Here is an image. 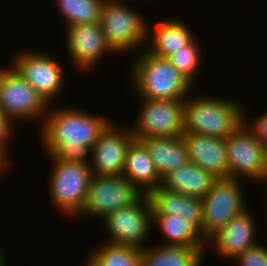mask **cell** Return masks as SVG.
<instances>
[{"label":"cell","mask_w":267,"mask_h":266,"mask_svg":"<svg viewBox=\"0 0 267 266\" xmlns=\"http://www.w3.org/2000/svg\"><path fill=\"white\" fill-rule=\"evenodd\" d=\"M144 195L123 175L92 176L85 204L76 216H95L101 220L113 211L134 204Z\"/></svg>","instance_id":"8"},{"label":"cell","mask_w":267,"mask_h":266,"mask_svg":"<svg viewBox=\"0 0 267 266\" xmlns=\"http://www.w3.org/2000/svg\"><path fill=\"white\" fill-rule=\"evenodd\" d=\"M49 107L12 66L6 71L0 82V109L8 118L14 123L39 119L42 126Z\"/></svg>","instance_id":"7"},{"label":"cell","mask_w":267,"mask_h":266,"mask_svg":"<svg viewBox=\"0 0 267 266\" xmlns=\"http://www.w3.org/2000/svg\"><path fill=\"white\" fill-rule=\"evenodd\" d=\"M235 262L237 266H267V246L258 243L245 250Z\"/></svg>","instance_id":"27"},{"label":"cell","mask_w":267,"mask_h":266,"mask_svg":"<svg viewBox=\"0 0 267 266\" xmlns=\"http://www.w3.org/2000/svg\"><path fill=\"white\" fill-rule=\"evenodd\" d=\"M30 50L19 51L10 64L49 105H52L54 98L59 97L65 86L63 66L50 53Z\"/></svg>","instance_id":"9"},{"label":"cell","mask_w":267,"mask_h":266,"mask_svg":"<svg viewBox=\"0 0 267 266\" xmlns=\"http://www.w3.org/2000/svg\"><path fill=\"white\" fill-rule=\"evenodd\" d=\"M105 0H55L65 22L73 24L100 22L101 7Z\"/></svg>","instance_id":"24"},{"label":"cell","mask_w":267,"mask_h":266,"mask_svg":"<svg viewBox=\"0 0 267 266\" xmlns=\"http://www.w3.org/2000/svg\"><path fill=\"white\" fill-rule=\"evenodd\" d=\"M2 248L3 247L0 246V266H6V264H7V261L5 260L6 259V257H5L6 252Z\"/></svg>","instance_id":"32"},{"label":"cell","mask_w":267,"mask_h":266,"mask_svg":"<svg viewBox=\"0 0 267 266\" xmlns=\"http://www.w3.org/2000/svg\"><path fill=\"white\" fill-rule=\"evenodd\" d=\"M241 185L242 180L240 179L217 178L202 199V236L206 241L232 218L248 208Z\"/></svg>","instance_id":"6"},{"label":"cell","mask_w":267,"mask_h":266,"mask_svg":"<svg viewBox=\"0 0 267 266\" xmlns=\"http://www.w3.org/2000/svg\"><path fill=\"white\" fill-rule=\"evenodd\" d=\"M10 67H11V65H9V67H6V68H7V69H6L5 67H3V66L1 67V66H0V82H1V80H2V78H3V76H4V74L6 73V71H7Z\"/></svg>","instance_id":"33"},{"label":"cell","mask_w":267,"mask_h":266,"mask_svg":"<svg viewBox=\"0 0 267 266\" xmlns=\"http://www.w3.org/2000/svg\"><path fill=\"white\" fill-rule=\"evenodd\" d=\"M206 246L154 245L142 249L141 266H202Z\"/></svg>","instance_id":"22"},{"label":"cell","mask_w":267,"mask_h":266,"mask_svg":"<svg viewBox=\"0 0 267 266\" xmlns=\"http://www.w3.org/2000/svg\"><path fill=\"white\" fill-rule=\"evenodd\" d=\"M14 123L10 118H8L0 109V149L7 155L8 150V143L12 139L14 135ZM13 132V133H12ZM7 151V152H6Z\"/></svg>","instance_id":"29"},{"label":"cell","mask_w":267,"mask_h":266,"mask_svg":"<svg viewBox=\"0 0 267 266\" xmlns=\"http://www.w3.org/2000/svg\"><path fill=\"white\" fill-rule=\"evenodd\" d=\"M123 176L146 195L161 185L155 164L139 140L135 139L128 148Z\"/></svg>","instance_id":"20"},{"label":"cell","mask_w":267,"mask_h":266,"mask_svg":"<svg viewBox=\"0 0 267 266\" xmlns=\"http://www.w3.org/2000/svg\"><path fill=\"white\" fill-rule=\"evenodd\" d=\"M116 125L111 122L92 146L89 164L94 175H123L127 151L135 138L130 127Z\"/></svg>","instance_id":"14"},{"label":"cell","mask_w":267,"mask_h":266,"mask_svg":"<svg viewBox=\"0 0 267 266\" xmlns=\"http://www.w3.org/2000/svg\"><path fill=\"white\" fill-rule=\"evenodd\" d=\"M152 225H157L164 241L161 245L207 246L201 232L178 215L152 214ZM167 239V240H166Z\"/></svg>","instance_id":"23"},{"label":"cell","mask_w":267,"mask_h":266,"mask_svg":"<svg viewBox=\"0 0 267 266\" xmlns=\"http://www.w3.org/2000/svg\"><path fill=\"white\" fill-rule=\"evenodd\" d=\"M245 112L246 111L243 110V124L254 134V136L267 150V111L265 113L262 112L260 116L252 119L251 122L247 119Z\"/></svg>","instance_id":"28"},{"label":"cell","mask_w":267,"mask_h":266,"mask_svg":"<svg viewBox=\"0 0 267 266\" xmlns=\"http://www.w3.org/2000/svg\"><path fill=\"white\" fill-rule=\"evenodd\" d=\"M8 159V156H6V154L0 149V169H10V165L12 164Z\"/></svg>","instance_id":"30"},{"label":"cell","mask_w":267,"mask_h":266,"mask_svg":"<svg viewBox=\"0 0 267 266\" xmlns=\"http://www.w3.org/2000/svg\"><path fill=\"white\" fill-rule=\"evenodd\" d=\"M182 136L186 144L189 162L210 172L216 178L227 177L226 139L191 133H183Z\"/></svg>","instance_id":"16"},{"label":"cell","mask_w":267,"mask_h":266,"mask_svg":"<svg viewBox=\"0 0 267 266\" xmlns=\"http://www.w3.org/2000/svg\"><path fill=\"white\" fill-rule=\"evenodd\" d=\"M248 208L232 218L223 228L212 235L207 244H212L218 256L235 260L245 250L258 244L256 223ZM211 241V242H210Z\"/></svg>","instance_id":"15"},{"label":"cell","mask_w":267,"mask_h":266,"mask_svg":"<svg viewBox=\"0 0 267 266\" xmlns=\"http://www.w3.org/2000/svg\"><path fill=\"white\" fill-rule=\"evenodd\" d=\"M139 51L128 74L139 98L176 100L191 94L193 84L167 58L154 56L146 49Z\"/></svg>","instance_id":"2"},{"label":"cell","mask_w":267,"mask_h":266,"mask_svg":"<svg viewBox=\"0 0 267 266\" xmlns=\"http://www.w3.org/2000/svg\"><path fill=\"white\" fill-rule=\"evenodd\" d=\"M64 28L68 57L80 72L92 70L105 54H116L107 43L100 22L73 24Z\"/></svg>","instance_id":"13"},{"label":"cell","mask_w":267,"mask_h":266,"mask_svg":"<svg viewBox=\"0 0 267 266\" xmlns=\"http://www.w3.org/2000/svg\"><path fill=\"white\" fill-rule=\"evenodd\" d=\"M100 23L107 43L116 54L131 52L136 47L146 48L148 21H144V16L127 6L124 0H105Z\"/></svg>","instance_id":"4"},{"label":"cell","mask_w":267,"mask_h":266,"mask_svg":"<svg viewBox=\"0 0 267 266\" xmlns=\"http://www.w3.org/2000/svg\"><path fill=\"white\" fill-rule=\"evenodd\" d=\"M90 255L100 266H141L142 260V250L108 242L92 249Z\"/></svg>","instance_id":"25"},{"label":"cell","mask_w":267,"mask_h":266,"mask_svg":"<svg viewBox=\"0 0 267 266\" xmlns=\"http://www.w3.org/2000/svg\"><path fill=\"white\" fill-rule=\"evenodd\" d=\"M9 169H0V180H1V176L3 177L5 171H7Z\"/></svg>","instance_id":"35"},{"label":"cell","mask_w":267,"mask_h":266,"mask_svg":"<svg viewBox=\"0 0 267 266\" xmlns=\"http://www.w3.org/2000/svg\"><path fill=\"white\" fill-rule=\"evenodd\" d=\"M185 23V24H184ZM148 24L147 46L146 50L154 56L167 58L174 51L182 49L188 45L194 38V33L186 26L183 19L166 18V21L157 23L155 31L152 34ZM150 37V38H149Z\"/></svg>","instance_id":"18"},{"label":"cell","mask_w":267,"mask_h":266,"mask_svg":"<svg viewBox=\"0 0 267 266\" xmlns=\"http://www.w3.org/2000/svg\"><path fill=\"white\" fill-rule=\"evenodd\" d=\"M141 107L131 128L136 140L144 137H175L184 133L185 99L140 98ZM142 108V109H141Z\"/></svg>","instance_id":"10"},{"label":"cell","mask_w":267,"mask_h":266,"mask_svg":"<svg viewBox=\"0 0 267 266\" xmlns=\"http://www.w3.org/2000/svg\"><path fill=\"white\" fill-rule=\"evenodd\" d=\"M53 168L49 180V197L64 216H77L86 201L93 173L88 163L61 162L49 155Z\"/></svg>","instance_id":"5"},{"label":"cell","mask_w":267,"mask_h":266,"mask_svg":"<svg viewBox=\"0 0 267 266\" xmlns=\"http://www.w3.org/2000/svg\"><path fill=\"white\" fill-rule=\"evenodd\" d=\"M262 184H267V159H266V171H265V174H264V180H263Z\"/></svg>","instance_id":"34"},{"label":"cell","mask_w":267,"mask_h":266,"mask_svg":"<svg viewBox=\"0 0 267 266\" xmlns=\"http://www.w3.org/2000/svg\"><path fill=\"white\" fill-rule=\"evenodd\" d=\"M111 121L80 108H54L53 104L39 126L40 141L45 153L57 161L88 163L92 146Z\"/></svg>","instance_id":"1"},{"label":"cell","mask_w":267,"mask_h":266,"mask_svg":"<svg viewBox=\"0 0 267 266\" xmlns=\"http://www.w3.org/2000/svg\"><path fill=\"white\" fill-rule=\"evenodd\" d=\"M217 178L210 172L188 162L161 179V187L191 197L203 199Z\"/></svg>","instance_id":"21"},{"label":"cell","mask_w":267,"mask_h":266,"mask_svg":"<svg viewBox=\"0 0 267 266\" xmlns=\"http://www.w3.org/2000/svg\"><path fill=\"white\" fill-rule=\"evenodd\" d=\"M194 38L188 45L183 46L182 49L174 51L167 60L183 74L193 85L195 84L196 74L201 66L202 54L201 46ZM200 46V48H199Z\"/></svg>","instance_id":"26"},{"label":"cell","mask_w":267,"mask_h":266,"mask_svg":"<svg viewBox=\"0 0 267 266\" xmlns=\"http://www.w3.org/2000/svg\"><path fill=\"white\" fill-rule=\"evenodd\" d=\"M138 140L147 149L161 179L189 162L183 136L144 137Z\"/></svg>","instance_id":"19"},{"label":"cell","mask_w":267,"mask_h":266,"mask_svg":"<svg viewBox=\"0 0 267 266\" xmlns=\"http://www.w3.org/2000/svg\"><path fill=\"white\" fill-rule=\"evenodd\" d=\"M86 256H88L86 259H85V265H83V266H100L99 264H98V262L89 254V255H86Z\"/></svg>","instance_id":"31"},{"label":"cell","mask_w":267,"mask_h":266,"mask_svg":"<svg viewBox=\"0 0 267 266\" xmlns=\"http://www.w3.org/2000/svg\"><path fill=\"white\" fill-rule=\"evenodd\" d=\"M147 197L152 208V214L178 215L192 223L202 234V199L166 190L161 186L151 190Z\"/></svg>","instance_id":"17"},{"label":"cell","mask_w":267,"mask_h":266,"mask_svg":"<svg viewBox=\"0 0 267 266\" xmlns=\"http://www.w3.org/2000/svg\"><path fill=\"white\" fill-rule=\"evenodd\" d=\"M235 100L220 96H188L184 106V133L226 139L243 124V109Z\"/></svg>","instance_id":"3"},{"label":"cell","mask_w":267,"mask_h":266,"mask_svg":"<svg viewBox=\"0 0 267 266\" xmlns=\"http://www.w3.org/2000/svg\"><path fill=\"white\" fill-rule=\"evenodd\" d=\"M226 147L227 177L263 183L267 150L244 124L226 138Z\"/></svg>","instance_id":"12"},{"label":"cell","mask_w":267,"mask_h":266,"mask_svg":"<svg viewBox=\"0 0 267 266\" xmlns=\"http://www.w3.org/2000/svg\"><path fill=\"white\" fill-rule=\"evenodd\" d=\"M101 221L110 235L106 242L144 249V242L153 228L152 208L147 195L132 205L109 213Z\"/></svg>","instance_id":"11"}]
</instances>
